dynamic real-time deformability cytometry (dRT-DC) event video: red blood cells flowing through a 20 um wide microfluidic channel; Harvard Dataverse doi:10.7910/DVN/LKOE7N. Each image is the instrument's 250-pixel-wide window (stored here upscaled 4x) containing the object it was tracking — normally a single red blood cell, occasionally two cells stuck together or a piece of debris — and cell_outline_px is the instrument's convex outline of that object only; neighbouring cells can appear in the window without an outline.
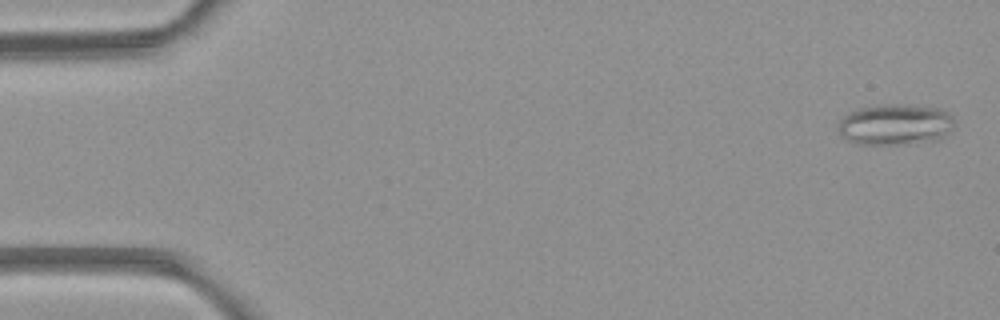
{"species": "common noctule bat (a hibernating species)", "species_latin": "Nyctalus noctula", "temperature_condition": "room temperature", "stored_images_in_passage": 4, "camera_frame_rate_fps": 3000, "um_per_image_px": 0.085, "animal": {"sex": "female", "body_mass_g": 21.9}, "frame": {"image": 1, "passage_image": 1, "time_ms": 0.0, "image_size_px": [1000, 320], "cell_outline_px": [[952, 128], [940, 140], [896, 144], [860, 144], [844, 140], [840, 136], [840, 120], [848, 112], [860, 108], [884, 104], [892, 104], [940, 108], [948, 112], [952, 116]], "centroid_in_image_um": [76.08, 10.59], "position_along_channel_um": 8.9, "area_um2": 27.57}}